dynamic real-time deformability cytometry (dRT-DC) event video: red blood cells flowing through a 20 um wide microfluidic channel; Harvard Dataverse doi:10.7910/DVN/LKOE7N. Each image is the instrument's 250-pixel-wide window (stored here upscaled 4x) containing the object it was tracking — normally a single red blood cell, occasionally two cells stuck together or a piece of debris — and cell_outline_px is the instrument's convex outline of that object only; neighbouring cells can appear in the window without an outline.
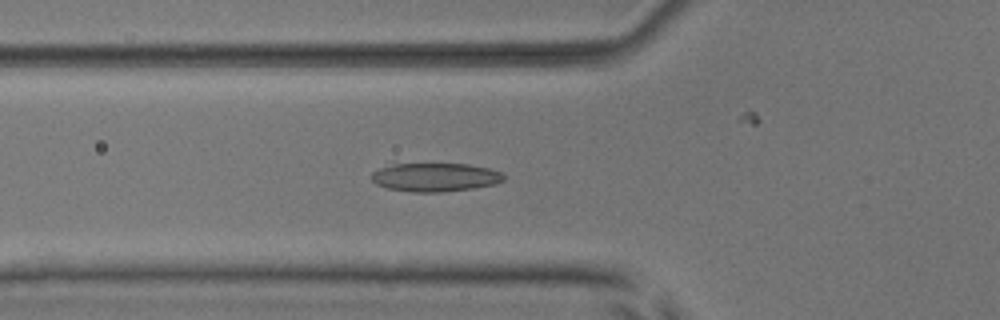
{"species": "common noctule bat (a hibernating species)", "species_latin": "Nyctalus noctula", "temperature_condition": "room temperature", "stored_images_in_passage": 48, "camera_frame_rate_fps": 3000, "um_per_image_px": 0.085, "animal": {"sex": "male", "body_mass_g": 17.9, "forearm_length_mm": 54.2}, "frame": {"image": 1, "passage_image": 19, "time_ms": 6.0, "image_size_px": [1000, 320], "cell_outline_px": [[504, 180], [496, 184], [472, 188], [440, 192], [412, 192], [388, 188], [376, 184], [372, 180], [372, 172], [380, 168], [392, 164], [468, 164], [488, 168], [500, 172], [504, 176]], "centroid_in_image_um": [36.99, 15.06], "position_along_channel_um": 88.8, "area_um2": 21.85}}
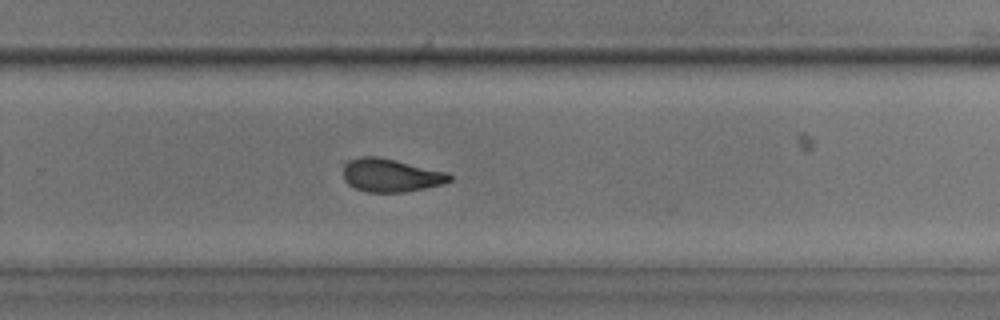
{"frame": {"image": 2, "passage_image": 35, "time_ms": 11.333, "image_size_px": [1000, 320], "cell_outline_px": [[452, 180], [444, 184], [408, 192], [368, 192], [356, 188], [348, 184], [344, 180], [340, 160], [360, 156], [380, 156], [448, 172], [452, 176]], "centroid_in_image_um": [33.16, 14.87], "position_along_channel_um": 296.6, "area_um2": 21.33}}
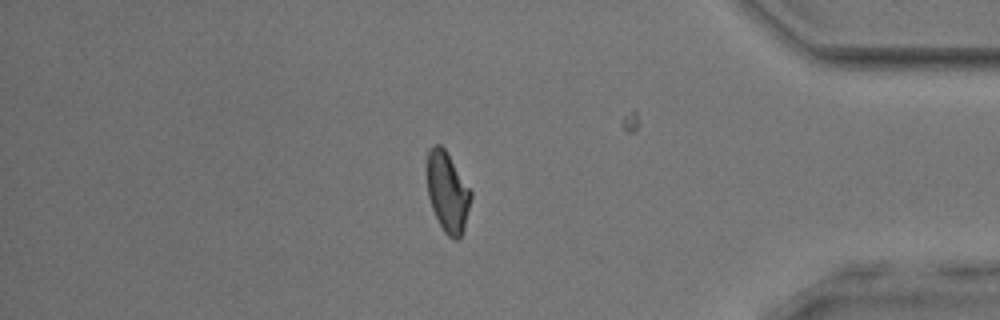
{"frame": {"image": 3, "passage_image": 45, "time_ms": 14.667, "image_size_px": [1000, 320], "cell_outline_px": [[472, 196], [464, 232], [456, 240], [452, 240], [444, 232], [432, 208], [428, 196], [428, 148], [432, 144], [440, 144], [444, 148], [472, 192]], "centroid_in_image_um": [38.06, 16.35], "position_along_channel_um": 397.1, "area_um2": 20.35}, "authors_computed_cell_mechanics": {"area_um2": 21.3571, "velocity_mm_per_s": 3.9057, "shape_relaxation_time_tau1_ms": 8.9658, "shape_relaxation_time_tau2_ms": 1.4343, "deformation_change_tau1": 0.2008, "deformation_change_tau2": 0.0779}}